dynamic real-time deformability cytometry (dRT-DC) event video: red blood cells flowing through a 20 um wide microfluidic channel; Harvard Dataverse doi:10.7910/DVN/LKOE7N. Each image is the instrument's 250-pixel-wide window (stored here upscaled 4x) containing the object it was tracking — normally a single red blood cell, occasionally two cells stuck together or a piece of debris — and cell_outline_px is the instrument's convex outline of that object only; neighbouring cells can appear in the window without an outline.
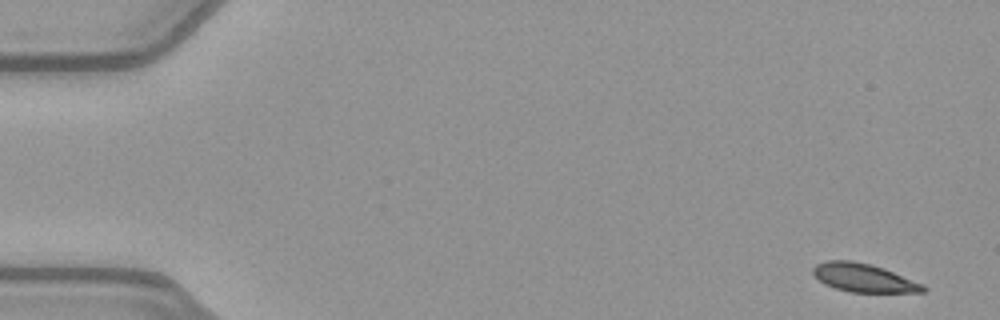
{"species": "common noctule bat (a hibernating species)", "species_latin": "Nyctalus noctula", "temperature_condition": "warm", "stored_images_in_passage": 51, "camera_frame_rate_fps": 3000, "um_per_image_px": 0.085, "animal": {"sex": "female", "body_mass_g": 21.9}, "frame": {"image": 1, "passage_image": 1, "time_ms": 0.0, "image_size_px": [1000, 320], "cell_outline_px": [[928, 288], [924, 292], [848, 292], [824, 284], [812, 272], [812, 268], [816, 264], [828, 260], [852, 260], [872, 264], [884, 268], [924, 284]], "centroid_in_image_um": [73.43, 23.61], "position_along_channel_um": 11.6, "area_um2": 18.32}}
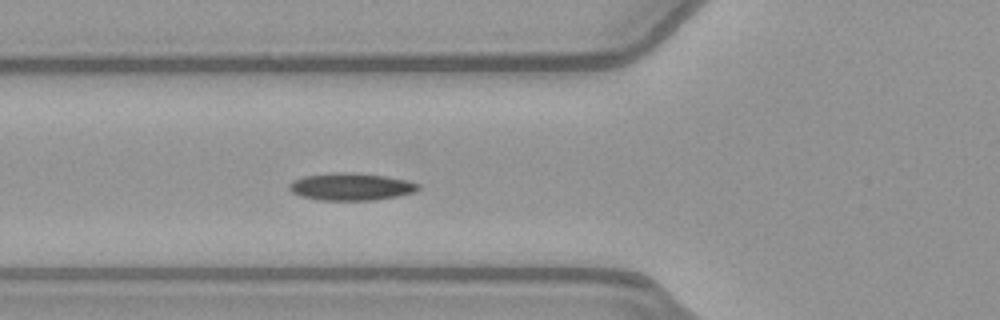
{"frame": {"image": 2, "passage_image": 18, "time_ms": 5.667, "image_size_px": [1000, 320], "cell_outline_px": [[420, 188], [416, 192], [400, 196], [372, 200], [320, 200], [300, 196], [292, 192], [288, 188], [288, 184], [292, 180], [304, 176], [332, 172], [352, 172], [384, 176], [408, 180], [420, 184]], "centroid_in_image_um": [29.84, 15.86], "position_along_channel_um": 96.0, "area_um2": 20.81}}
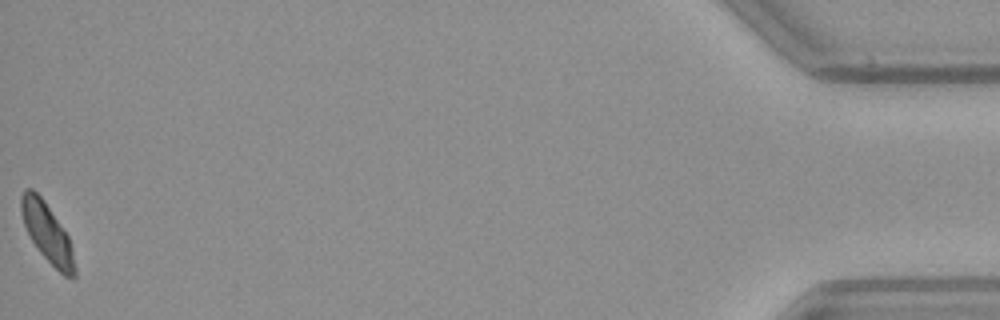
{"frame": {"image": 3, "passage_image": 51, "time_ms": 16.667, "image_size_px": [1000, 320], "cell_outline_px": [[76, 276], [72, 280], [64, 276], [40, 252], [32, 240], [24, 224], [20, 212], [20, 196], [24, 188], [32, 188], [44, 200], [68, 236], [72, 248], [76, 268]], "centroid_in_image_um": [4.02, 19.78], "position_along_channel_um": 431.2, "area_um2": 18.32}, "authors_computed_cell_mechanics": {"area_um2": 19.5364, "velocity_mm_per_s": 3.9636, "shape_relaxation_time_tau1_ms": 11.2303, "shape_relaxation_time_tau2_ms": 2.7336, "deformation_change_tau1": 0.2409, "deformation_change_tau2": 0.0718}}